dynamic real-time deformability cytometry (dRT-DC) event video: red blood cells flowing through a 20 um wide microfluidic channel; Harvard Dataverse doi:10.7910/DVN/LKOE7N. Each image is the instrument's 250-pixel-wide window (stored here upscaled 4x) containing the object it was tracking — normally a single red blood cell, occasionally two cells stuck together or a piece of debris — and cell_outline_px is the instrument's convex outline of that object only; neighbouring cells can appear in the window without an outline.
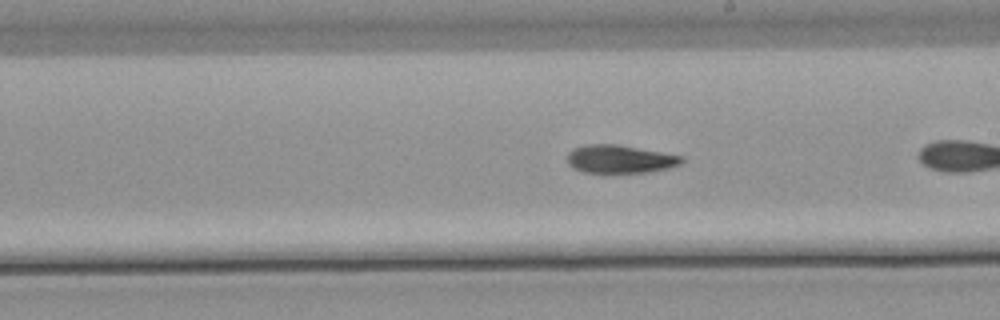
{"species": "common noctule bat (a hibernating species)", "species_latin": "Nyctalus noctula", "temperature_condition": "warm", "stored_images_in_passage": 19, "camera_frame_rate_fps": 3000, "um_per_image_px": 0.085, "animal": {"sex": "male", "body_mass_g": 21.5, "forearm_length_mm": 52.0}, "frame": {"image": 1, "passage_image": 14, "time_ms": 4.333, "image_size_px": [1000, 320], "cell_outline_px": [[684, 160], [680, 164], [668, 168], [648, 172], [604, 176], [584, 172], [572, 168], [568, 164], [568, 152], [572, 148], [584, 144], [616, 144], [684, 156]], "centroid_in_image_um": [52.64, 13.57], "position_along_channel_um": 236.4, "area_um2": 19.65}}